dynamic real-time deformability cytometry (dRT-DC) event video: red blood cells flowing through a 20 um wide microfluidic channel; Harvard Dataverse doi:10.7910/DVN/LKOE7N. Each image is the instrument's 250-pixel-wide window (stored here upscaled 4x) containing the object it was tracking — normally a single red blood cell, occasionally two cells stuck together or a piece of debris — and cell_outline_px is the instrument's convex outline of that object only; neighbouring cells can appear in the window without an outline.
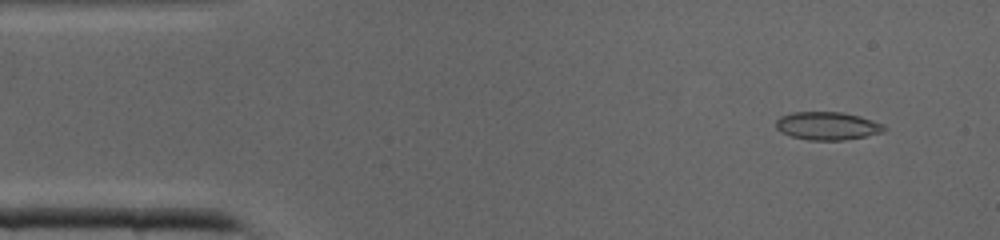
{"species": "common noctule bat (a hibernating species)", "species_latin": "Nyctalus noctula", "temperature_condition": "cold", "stored_images_in_passage": 38, "camera_frame_rate_fps": 3000, "um_per_image_px": 0.085, "animal": {"sex": "male", "body_mass_g": 19.0, "forearm_length_mm": 50.8}, "frame": {"image": 1, "passage_image": 1, "time_ms": 0.0, "image_size_px": [1000, 240], "cell_outline_px": [[888, 128], [884, 132], [844, 140], [808, 140], [792, 136], [780, 132], [776, 128], [776, 120], [780, 116], [792, 112], [844, 112], [860, 116], [884, 124]], "centroid_in_image_um": [70.34, 10.69], "position_along_channel_um": 14.7, "area_um2": 17.8}}
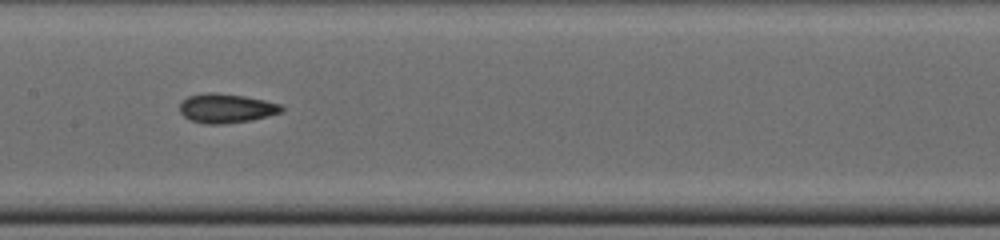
{"frame": {"image": 2, "passage_image": 17, "time_ms": 5.333, "image_size_px": [1000, 240], "cell_outline_px": [[284, 112], [252, 120], [220, 124], [204, 124], [192, 120], [184, 116], [180, 112], [180, 104], [188, 96], [208, 92], [212, 92], [244, 96], [264, 100], [280, 104], [284, 108]], "centroid_in_image_um": [19.26, 9.21], "position_along_channel_um": 188.1, "area_um2": 17.28}}
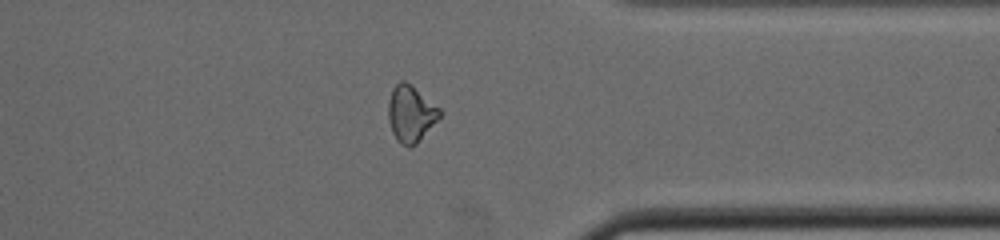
{"frame": {"image": 3, "passage_image": 29, "time_ms": 9.333, "image_size_px": [1000, 240], "cell_outline_px": [[444, 112], [416, 144], [408, 148], [400, 144], [396, 140], [392, 132], [388, 120], [388, 100], [392, 88], [400, 80], [404, 80], [440, 108]], "centroid_in_image_um": [34.89, 9.68], "position_along_channel_um": 376.5, "area_um2": 16.94}}